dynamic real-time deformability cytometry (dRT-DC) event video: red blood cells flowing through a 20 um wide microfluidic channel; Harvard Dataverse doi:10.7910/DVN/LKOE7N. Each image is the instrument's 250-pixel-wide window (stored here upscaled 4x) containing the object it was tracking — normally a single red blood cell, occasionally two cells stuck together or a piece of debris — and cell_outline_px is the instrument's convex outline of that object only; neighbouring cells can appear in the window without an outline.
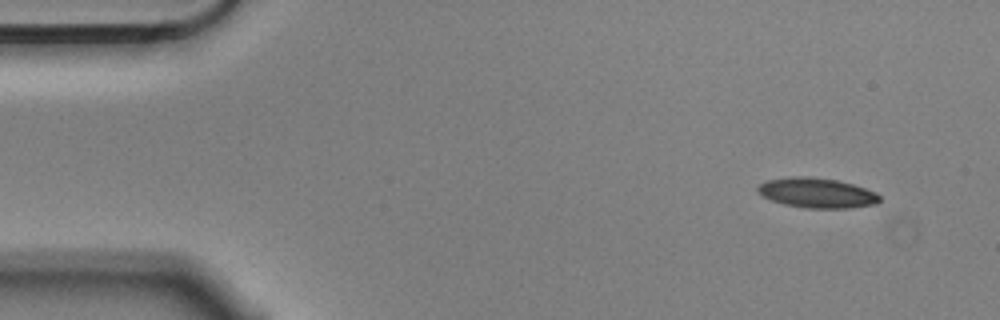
{"species": "Egyptian fruit bat (a non-hibernating species)", "species_latin": "Rousettus aegyptiacus", "temperature_condition": "cold", "stored_images_in_passage": 3, "camera_frame_rate_fps": 3000, "um_per_image_px": 0.085, "animal": {"sex": "male"}, "frame": {"image": 1, "passage_image": 1, "time_ms": 0.0, "image_size_px": [1000, 320], "cell_outline_px": [[880, 200], [876, 204], [848, 208], [804, 208], [784, 204], [772, 200], [756, 192], [756, 188], [760, 184], [768, 180], [792, 176], [812, 176], [836, 180], [852, 184], [876, 192], [880, 196]], "centroid_in_image_um": [69.43, 16.39], "position_along_channel_um": 15.6, "area_um2": 21.27}}
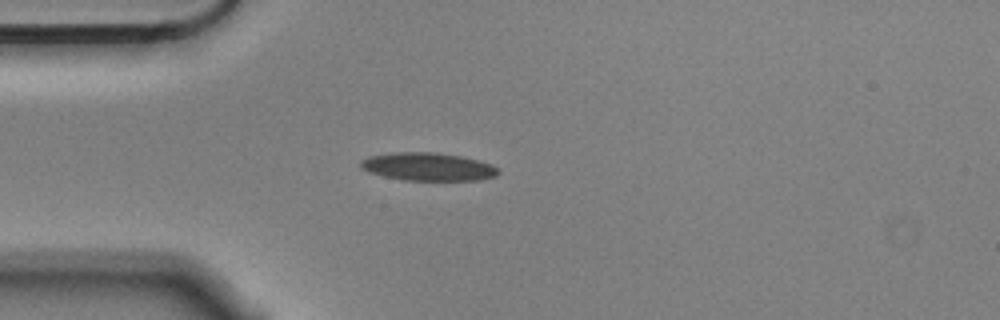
{"frame": {"image": 2, "passage_image": 3, "time_ms": 0.667, "image_size_px": [1000, 320], "cell_outline_px": [[500, 172], [496, 176], [480, 180], [404, 180], [384, 176], [368, 172], [360, 168], [360, 160], [368, 156], [396, 152], [436, 152], [460, 156], [480, 160], [492, 164]], "centroid_in_image_um": [36.37, 14.17], "position_along_channel_um": 48.6, "area_um2": 22.6}}